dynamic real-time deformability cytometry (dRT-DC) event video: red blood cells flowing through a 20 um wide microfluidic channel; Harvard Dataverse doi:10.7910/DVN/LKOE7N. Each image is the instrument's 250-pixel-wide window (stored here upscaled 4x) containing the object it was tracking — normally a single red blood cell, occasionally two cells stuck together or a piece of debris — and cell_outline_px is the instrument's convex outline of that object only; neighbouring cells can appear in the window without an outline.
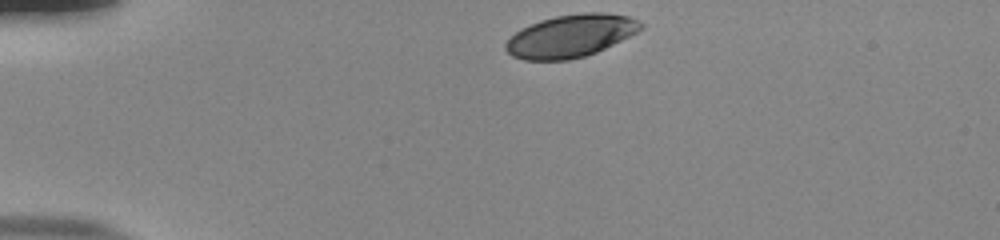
{"species": "human", "species_latin": "Homo sapiens", "temperature_condition": "room temperature", "stored_images_in_passage": 35, "camera_frame_rate_fps": 3000, "um_per_image_px": 0.085, "donor": {"sex": "male"}, "frame": {"image": 1, "passage_image": 1, "time_ms": 0.0, "image_size_px": [1000, 240], "cell_outline_px": [[644, 28], [596, 52], [584, 56], [568, 60], [524, 60], [512, 56], [504, 48], [504, 44], [520, 28], [540, 20], [556, 16], [584, 12], [608, 12], [628, 16], [644, 24]], "centroid_in_image_um": [48.49, 3.04], "position_along_channel_um": 36.5, "area_um2": 33.41}}
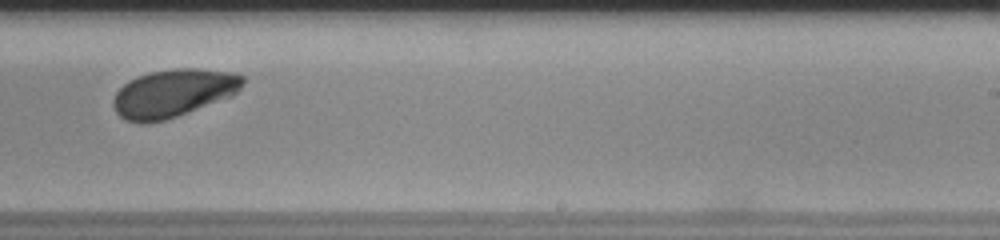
{"frame": {"image": 2, "passage_image": 24, "time_ms": 7.667, "image_size_px": [1000, 240], "cell_outline_px": [[244, 84], [232, 96], [176, 116], [164, 120], [140, 124], [128, 120], [120, 116], [116, 112], [112, 104], [112, 100], [116, 92], [128, 80], [148, 72], [176, 68], [196, 68], [232, 72], [244, 76]], "centroid_in_image_um": [14.71, 7.9], "position_along_channel_um": 274.3, "area_um2": 36.07}}
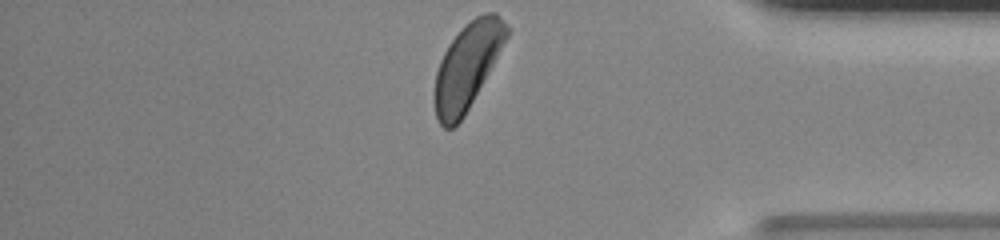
{"frame": {"image": 3, "passage_image": 35, "time_ms": 11.333, "image_size_px": [1000, 240], "cell_outline_px": [[512, 28], [508, 36], [464, 116], [452, 128], [444, 128], [440, 124], [436, 116], [432, 96], [436, 72], [440, 60], [448, 44], [476, 16], [484, 12], [496, 12]], "centroid_in_image_um": [39.7, 5.62], "position_along_channel_um": 395.5, "area_um2": 35.66}, "authors_computed_cell_mechanics": {"area_um2": 35.7204, "velocity_mm_per_s": 3.8381, "shape_relaxation_time_tau1_ms": 3.2703, "shape_relaxation_time_tau2_ms": null, "deformation_change_tau1": 0.1322, "deformation_change_tau2": null}}